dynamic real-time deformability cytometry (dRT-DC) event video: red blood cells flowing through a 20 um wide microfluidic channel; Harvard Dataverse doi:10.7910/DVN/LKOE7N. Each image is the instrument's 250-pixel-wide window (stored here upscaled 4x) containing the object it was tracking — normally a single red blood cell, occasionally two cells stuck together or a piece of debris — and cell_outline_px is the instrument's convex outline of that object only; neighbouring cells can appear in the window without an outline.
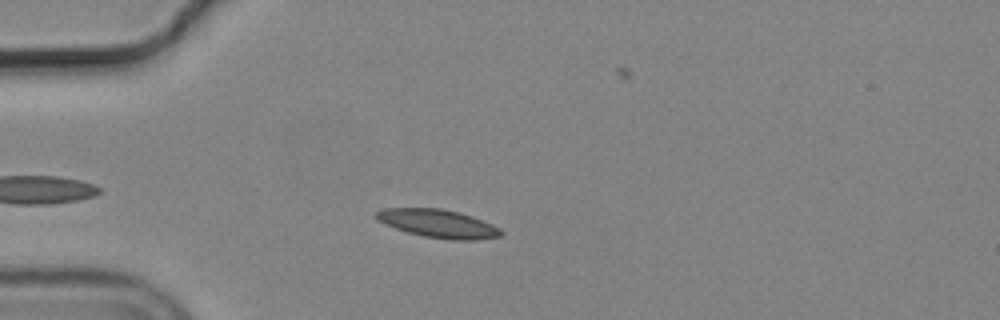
{"species": "common noctule bat (a hibernating species)", "species_latin": "Nyctalus noctula", "temperature_condition": "cold", "stored_images_in_passage": 39, "camera_frame_rate_fps": 3000, "um_per_image_px": 0.085, "animal": {"sex": "male", "body_mass_g": 19.2, "forearm_length_mm": 51.8}, "frame": {"image": 1, "passage_image": 9, "time_ms": 2.667, "image_size_px": [1000, 320], "cell_outline_px": [[504, 232], [500, 236], [476, 240], [452, 240], [424, 236], [408, 232], [384, 224], [376, 220], [376, 212], [384, 208], [440, 208], [460, 212], [472, 216], [492, 224], [500, 228]], "centroid_in_image_um": [37.25, 19.0], "position_along_channel_um": 47.7, "area_um2": 20.52}}
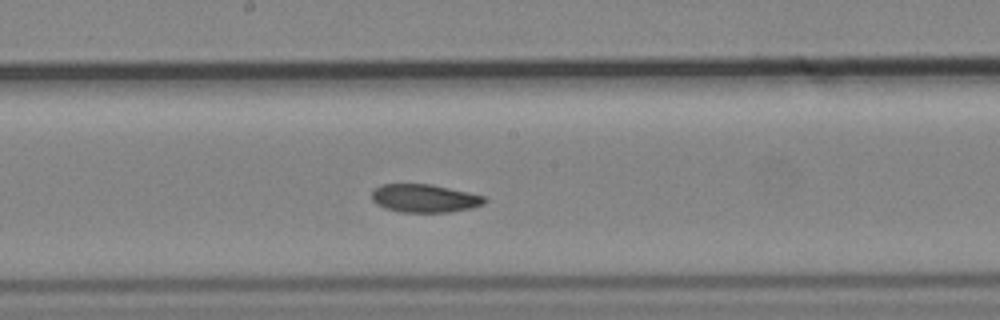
{"frame": {"image": 2, "passage_image": 24, "time_ms": 7.667, "image_size_px": [1000, 320], "cell_outline_px": [[488, 200], [484, 204], [472, 208], [448, 212], [400, 212], [384, 208], [376, 204], [372, 200], [372, 192], [380, 184], [428, 184], [468, 192], [484, 196]], "centroid_in_image_um": [36.08, 16.86], "position_along_channel_um": 212.1, "area_um2": 18.5}}
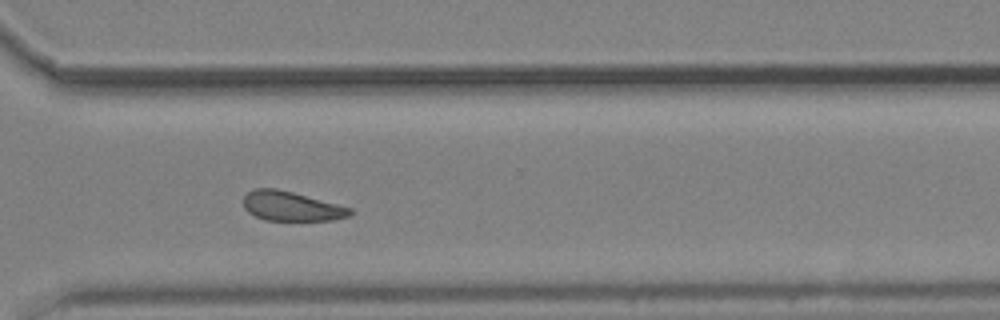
{"frame": {"image": 3, "passage_image": 35, "time_ms": 11.333, "image_size_px": [1000, 320], "cell_outline_px": [[352, 216], [332, 220], [264, 220], [248, 212], [244, 208], [244, 196], [252, 188], [276, 188], [292, 192], [352, 208]], "centroid_in_image_um": [24.76, 17.53], "position_along_channel_um": 345.8, "area_um2": 18.26}, "authors_computed_cell_mechanics": {"area_um2": 19.3052, "velocity_mm_per_s": 3.6495, "shape_relaxation_time_tau1_ms": 7.3784, "shape_relaxation_time_tau2_ms": null, "deformation_change_tau1": 0.1069, "deformation_change_tau2": null}}